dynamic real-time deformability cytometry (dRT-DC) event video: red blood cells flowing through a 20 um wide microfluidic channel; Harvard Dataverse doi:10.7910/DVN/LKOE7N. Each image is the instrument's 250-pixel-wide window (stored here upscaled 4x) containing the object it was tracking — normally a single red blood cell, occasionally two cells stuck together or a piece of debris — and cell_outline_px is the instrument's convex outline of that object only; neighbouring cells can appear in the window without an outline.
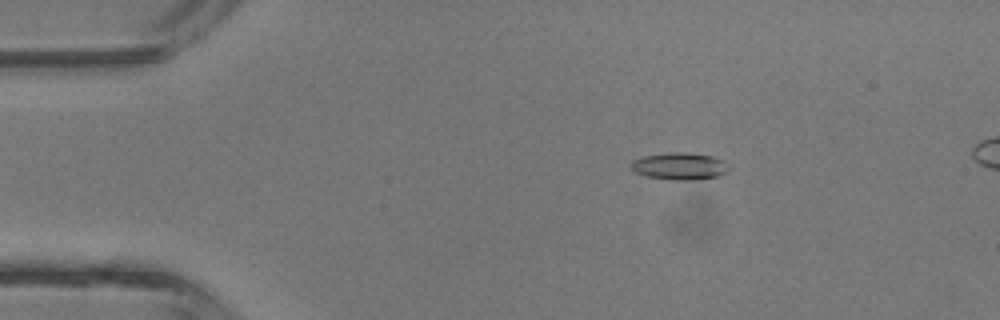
{"species": "common noctule bat (a hibernating species)", "species_latin": "Nyctalus noctula", "temperature_condition": "room temperature", "stored_images_in_passage": 5, "camera_frame_rate_fps": 3000, "um_per_image_px": 0.085, "animal": {"sex": "male", "body_mass_g": 13.3}, "frame": {"image": 1, "passage_image": 3, "time_ms": 2.333, "image_size_px": [1000, 320], "cell_outline_px": [[728, 172], [720, 176], [696, 180], [672, 180], [644, 176], [628, 168], [628, 164], [632, 160], [644, 156], [668, 152], [688, 152], [712, 156], [728, 164]], "centroid_in_image_um": [57.72, 14.13], "position_along_channel_um": 27.3, "area_um2": 15.78}}
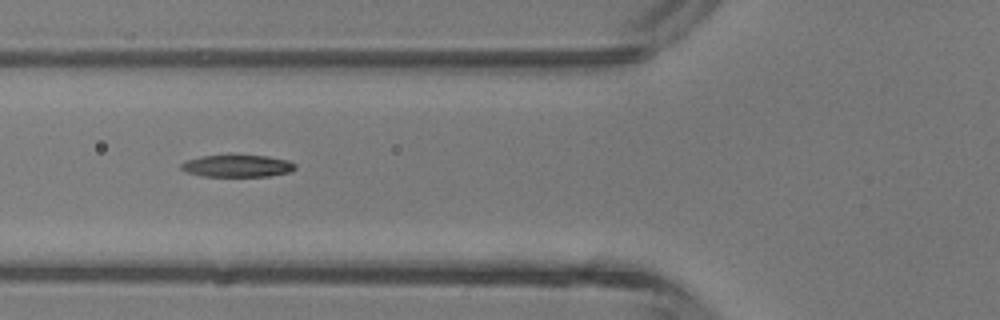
{"frame": {"image": 2, "passage_image": 5, "time_ms": 5.333, "image_size_px": [1000, 320], "cell_outline_px": [[296, 168], [292, 172], [268, 176], [200, 176], [188, 172], [180, 168], [180, 164], [184, 160], [200, 156], [268, 156], [288, 160], [296, 164]], "centroid_in_image_um": [20.18, 14.11], "position_along_channel_um": 105.6, "area_um2": 14.68}}